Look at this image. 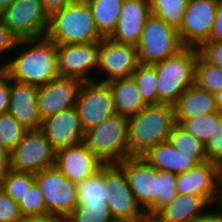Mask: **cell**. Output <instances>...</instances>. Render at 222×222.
<instances>
[{
	"mask_svg": "<svg viewBox=\"0 0 222 222\" xmlns=\"http://www.w3.org/2000/svg\"><path fill=\"white\" fill-rule=\"evenodd\" d=\"M16 47L21 48L17 56L5 61L11 80L42 86L59 77L57 44L47 37L20 39Z\"/></svg>",
	"mask_w": 222,
	"mask_h": 222,
	"instance_id": "6da1fadb",
	"label": "cell"
},
{
	"mask_svg": "<svg viewBox=\"0 0 222 222\" xmlns=\"http://www.w3.org/2000/svg\"><path fill=\"white\" fill-rule=\"evenodd\" d=\"M175 124L172 105H146L138 114L128 118L129 157L142 156L150 148L167 141Z\"/></svg>",
	"mask_w": 222,
	"mask_h": 222,
	"instance_id": "7a4b0ae2",
	"label": "cell"
},
{
	"mask_svg": "<svg viewBox=\"0 0 222 222\" xmlns=\"http://www.w3.org/2000/svg\"><path fill=\"white\" fill-rule=\"evenodd\" d=\"M46 37L57 45L101 41L87 1L75 0L49 17Z\"/></svg>",
	"mask_w": 222,
	"mask_h": 222,
	"instance_id": "3957f363",
	"label": "cell"
},
{
	"mask_svg": "<svg viewBox=\"0 0 222 222\" xmlns=\"http://www.w3.org/2000/svg\"><path fill=\"white\" fill-rule=\"evenodd\" d=\"M199 49L184 47L176 55L153 64L157 73V104L174 105L183 92L194 84Z\"/></svg>",
	"mask_w": 222,
	"mask_h": 222,
	"instance_id": "277c9868",
	"label": "cell"
},
{
	"mask_svg": "<svg viewBox=\"0 0 222 222\" xmlns=\"http://www.w3.org/2000/svg\"><path fill=\"white\" fill-rule=\"evenodd\" d=\"M84 143L104 164L122 162L129 158L128 118L113 114L85 131Z\"/></svg>",
	"mask_w": 222,
	"mask_h": 222,
	"instance_id": "5b68a950",
	"label": "cell"
},
{
	"mask_svg": "<svg viewBox=\"0 0 222 222\" xmlns=\"http://www.w3.org/2000/svg\"><path fill=\"white\" fill-rule=\"evenodd\" d=\"M139 63L153 65L176 55L184 48L178 30L151 14L136 45Z\"/></svg>",
	"mask_w": 222,
	"mask_h": 222,
	"instance_id": "8992f818",
	"label": "cell"
},
{
	"mask_svg": "<svg viewBox=\"0 0 222 222\" xmlns=\"http://www.w3.org/2000/svg\"><path fill=\"white\" fill-rule=\"evenodd\" d=\"M34 177L44 196L46 215L62 222L78 205V184L70 181L55 165L34 173Z\"/></svg>",
	"mask_w": 222,
	"mask_h": 222,
	"instance_id": "52a82bcc",
	"label": "cell"
},
{
	"mask_svg": "<svg viewBox=\"0 0 222 222\" xmlns=\"http://www.w3.org/2000/svg\"><path fill=\"white\" fill-rule=\"evenodd\" d=\"M105 188L106 204L115 222H149L117 163L105 164Z\"/></svg>",
	"mask_w": 222,
	"mask_h": 222,
	"instance_id": "ba28073f",
	"label": "cell"
},
{
	"mask_svg": "<svg viewBox=\"0 0 222 222\" xmlns=\"http://www.w3.org/2000/svg\"><path fill=\"white\" fill-rule=\"evenodd\" d=\"M125 172L137 203L148 219L158 212L159 170L142 156H132L117 163Z\"/></svg>",
	"mask_w": 222,
	"mask_h": 222,
	"instance_id": "9c48e42d",
	"label": "cell"
},
{
	"mask_svg": "<svg viewBox=\"0 0 222 222\" xmlns=\"http://www.w3.org/2000/svg\"><path fill=\"white\" fill-rule=\"evenodd\" d=\"M0 19L20 39L46 37L49 16L41 0H15L1 14Z\"/></svg>",
	"mask_w": 222,
	"mask_h": 222,
	"instance_id": "30bf717a",
	"label": "cell"
},
{
	"mask_svg": "<svg viewBox=\"0 0 222 222\" xmlns=\"http://www.w3.org/2000/svg\"><path fill=\"white\" fill-rule=\"evenodd\" d=\"M56 150L41 129L27 130L22 140L10 152L11 170L40 172L54 166Z\"/></svg>",
	"mask_w": 222,
	"mask_h": 222,
	"instance_id": "8fae6325",
	"label": "cell"
},
{
	"mask_svg": "<svg viewBox=\"0 0 222 222\" xmlns=\"http://www.w3.org/2000/svg\"><path fill=\"white\" fill-rule=\"evenodd\" d=\"M75 106L84 131L116 114L113 94L107 82L96 80L82 82Z\"/></svg>",
	"mask_w": 222,
	"mask_h": 222,
	"instance_id": "7c38bea8",
	"label": "cell"
},
{
	"mask_svg": "<svg viewBox=\"0 0 222 222\" xmlns=\"http://www.w3.org/2000/svg\"><path fill=\"white\" fill-rule=\"evenodd\" d=\"M218 0H189L179 38L184 47L200 48L209 40Z\"/></svg>",
	"mask_w": 222,
	"mask_h": 222,
	"instance_id": "4fadbf2b",
	"label": "cell"
},
{
	"mask_svg": "<svg viewBox=\"0 0 222 222\" xmlns=\"http://www.w3.org/2000/svg\"><path fill=\"white\" fill-rule=\"evenodd\" d=\"M138 52L135 45L118 43L110 38H102L99 48L98 69L107 75L100 82L131 77L139 65Z\"/></svg>",
	"mask_w": 222,
	"mask_h": 222,
	"instance_id": "5bb4252c",
	"label": "cell"
},
{
	"mask_svg": "<svg viewBox=\"0 0 222 222\" xmlns=\"http://www.w3.org/2000/svg\"><path fill=\"white\" fill-rule=\"evenodd\" d=\"M99 48L100 41L57 45L59 76L73 77L82 82L96 80L89 73L98 69Z\"/></svg>",
	"mask_w": 222,
	"mask_h": 222,
	"instance_id": "9a60e30c",
	"label": "cell"
},
{
	"mask_svg": "<svg viewBox=\"0 0 222 222\" xmlns=\"http://www.w3.org/2000/svg\"><path fill=\"white\" fill-rule=\"evenodd\" d=\"M81 84L79 79L59 76L39 86L37 101L41 120L75 106Z\"/></svg>",
	"mask_w": 222,
	"mask_h": 222,
	"instance_id": "2e32d148",
	"label": "cell"
},
{
	"mask_svg": "<svg viewBox=\"0 0 222 222\" xmlns=\"http://www.w3.org/2000/svg\"><path fill=\"white\" fill-rule=\"evenodd\" d=\"M58 170L74 183L93 177L104 165L84 142L56 151L55 164Z\"/></svg>",
	"mask_w": 222,
	"mask_h": 222,
	"instance_id": "e0dca14e",
	"label": "cell"
},
{
	"mask_svg": "<svg viewBox=\"0 0 222 222\" xmlns=\"http://www.w3.org/2000/svg\"><path fill=\"white\" fill-rule=\"evenodd\" d=\"M40 129L56 151L85 140V131L76 106L43 120Z\"/></svg>",
	"mask_w": 222,
	"mask_h": 222,
	"instance_id": "ac0fdd59",
	"label": "cell"
},
{
	"mask_svg": "<svg viewBox=\"0 0 222 222\" xmlns=\"http://www.w3.org/2000/svg\"><path fill=\"white\" fill-rule=\"evenodd\" d=\"M176 189L178 194L203 196L214 206L219 196L217 164L207 161L185 173L178 174Z\"/></svg>",
	"mask_w": 222,
	"mask_h": 222,
	"instance_id": "d6986e66",
	"label": "cell"
},
{
	"mask_svg": "<svg viewBox=\"0 0 222 222\" xmlns=\"http://www.w3.org/2000/svg\"><path fill=\"white\" fill-rule=\"evenodd\" d=\"M150 15L149 0H124L116 28L109 38L118 43L136 46Z\"/></svg>",
	"mask_w": 222,
	"mask_h": 222,
	"instance_id": "ffe728a7",
	"label": "cell"
},
{
	"mask_svg": "<svg viewBox=\"0 0 222 222\" xmlns=\"http://www.w3.org/2000/svg\"><path fill=\"white\" fill-rule=\"evenodd\" d=\"M39 86L22 84L10 79L8 112L27 130L40 129L42 120L38 111Z\"/></svg>",
	"mask_w": 222,
	"mask_h": 222,
	"instance_id": "44dd1931",
	"label": "cell"
},
{
	"mask_svg": "<svg viewBox=\"0 0 222 222\" xmlns=\"http://www.w3.org/2000/svg\"><path fill=\"white\" fill-rule=\"evenodd\" d=\"M211 206L203 196L177 194L168 205L150 218L149 222H192L198 216L205 214Z\"/></svg>",
	"mask_w": 222,
	"mask_h": 222,
	"instance_id": "7402d4cb",
	"label": "cell"
},
{
	"mask_svg": "<svg viewBox=\"0 0 222 222\" xmlns=\"http://www.w3.org/2000/svg\"><path fill=\"white\" fill-rule=\"evenodd\" d=\"M142 157L159 171H170L176 175L185 173L196 167L198 163L177 150L168 141L150 148Z\"/></svg>",
	"mask_w": 222,
	"mask_h": 222,
	"instance_id": "603a6c76",
	"label": "cell"
},
{
	"mask_svg": "<svg viewBox=\"0 0 222 222\" xmlns=\"http://www.w3.org/2000/svg\"><path fill=\"white\" fill-rule=\"evenodd\" d=\"M173 107L177 124L185 118L202 116L218 111L214 94L201 89L196 84L186 89Z\"/></svg>",
	"mask_w": 222,
	"mask_h": 222,
	"instance_id": "cb8c5ba5",
	"label": "cell"
},
{
	"mask_svg": "<svg viewBox=\"0 0 222 222\" xmlns=\"http://www.w3.org/2000/svg\"><path fill=\"white\" fill-rule=\"evenodd\" d=\"M108 84L111 87L117 114L130 118L147 105L132 77L115 79L109 81Z\"/></svg>",
	"mask_w": 222,
	"mask_h": 222,
	"instance_id": "d4e9b609",
	"label": "cell"
},
{
	"mask_svg": "<svg viewBox=\"0 0 222 222\" xmlns=\"http://www.w3.org/2000/svg\"><path fill=\"white\" fill-rule=\"evenodd\" d=\"M95 26L102 38H109L114 32L124 0H88Z\"/></svg>",
	"mask_w": 222,
	"mask_h": 222,
	"instance_id": "484cf974",
	"label": "cell"
},
{
	"mask_svg": "<svg viewBox=\"0 0 222 222\" xmlns=\"http://www.w3.org/2000/svg\"><path fill=\"white\" fill-rule=\"evenodd\" d=\"M167 141L177 150L194 159L198 164L208 161L205 144L177 123L173 126Z\"/></svg>",
	"mask_w": 222,
	"mask_h": 222,
	"instance_id": "4316f807",
	"label": "cell"
},
{
	"mask_svg": "<svg viewBox=\"0 0 222 222\" xmlns=\"http://www.w3.org/2000/svg\"><path fill=\"white\" fill-rule=\"evenodd\" d=\"M105 164L93 176L78 184V205L96 206L106 204Z\"/></svg>",
	"mask_w": 222,
	"mask_h": 222,
	"instance_id": "83f0119b",
	"label": "cell"
},
{
	"mask_svg": "<svg viewBox=\"0 0 222 222\" xmlns=\"http://www.w3.org/2000/svg\"><path fill=\"white\" fill-rule=\"evenodd\" d=\"M194 84L212 94L222 91V68L208 62L199 53L195 64Z\"/></svg>",
	"mask_w": 222,
	"mask_h": 222,
	"instance_id": "f1b7e54d",
	"label": "cell"
},
{
	"mask_svg": "<svg viewBox=\"0 0 222 222\" xmlns=\"http://www.w3.org/2000/svg\"><path fill=\"white\" fill-rule=\"evenodd\" d=\"M34 183V173L16 172L11 169L0 178V187L18 205Z\"/></svg>",
	"mask_w": 222,
	"mask_h": 222,
	"instance_id": "f546056e",
	"label": "cell"
},
{
	"mask_svg": "<svg viewBox=\"0 0 222 222\" xmlns=\"http://www.w3.org/2000/svg\"><path fill=\"white\" fill-rule=\"evenodd\" d=\"M189 0H149L151 14L175 29L181 27Z\"/></svg>",
	"mask_w": 222,
	"mask_h": 222,
	"instance_id": "4dcf8cb0",
	"label": "cell"
},
{
	"mask_svg": "<svg viewBox=\"0 0 222 222\" xmlns=\"http://www.w3.org/2000/svg\"><path fill=\"white\" fill-rule=\"evenodd\" d=\"M143 101L147 104H157V73L153 65L139 64L131 74Z\"/></svg>",
	"mask_w": 222,
	"mask_h": 222,
	"instance_id": "1f68e13d",
	"label": "cell"
},
{
	"mask_svg": "<svg viewBox=\"0 0 222 222\" xmlns=\"http://www.w3.org/2000/svg\"><path fill=\"white\" fill-rule=\"evenodd\" d=\"M221 118L222 113L215 111L202 116L185 118L179 125L206 144L214 133L215 122H219Z\"/></svg>",
	"mask_w": 222,
	"mask_h": 222,
	"instance_id": "d6a6232c",
	"label": "cell"
},
{
	"mask_svg": "<svg viewBox=\"0 0 222 222\" xmlns=\"http://www.w3.org/2000/svg\"><path fill=\"white\" fill-rule=\"evenodd\" d=\"M27 129L9 112L0 114V145L8 151L22 140Z\"/></svg>",
	"mask_w": 222,
	"mask_h": 222,
	"instance_id": "836d02e7",
	"label": "cell"
},
{
	"mask_svg": "<svg viewBox=\"0 0 222 222\" xmlns=\"http://www.w3.org/2000/svg\"><path fill=\"white\" fill-rule=\"evenodd\" d=\"M62 222H115L108 205L76 206Z\"/></svg>",
	"mask_w": 222,
	"mask_h": 222,
	"instance_id": "e575fe53",
	"label": "cell"
},
{
	"mask_svg": "<svg viewBox=\"0 0 222 222\" xmlns=\"http://www.w3.org/2000/svg\"><path fill=\"white\" fill-rule=\"evenodd\" d=\"M19 210L21 215H46L44 196L36 183L27 190Z\"/></svg>",
	"mask_w": 222,
	"mask_h": 222,
	"instance_id": "d590c367",
	"label": "cell"
},
{
	"mask_svg": "<svg viewBox=\"0 0 222 222\" xmlns=\"http://www.w3.org/2000/svg\"><path fill=\"white\" fill-rule=\"evenodd\" d=\"M177 175L170 171H159L158 211L168 205L178 194Z\"/></svg>",
	"mask_w": 222,
	"mask_h": 222,
	"instance_id": "8d00e7d4",
	"label": "cell"
},
{
	"mask_svg": "<svg viewBox=\"0 0 222 222\" xmlns=\"http://www.w3.org/2000/svg\"><path fill=\"white\" fill-rule=\"evenodd\" d=\"M208 161L219 164L222 161V118L215 122V130L209 141L205 144Z\"/></svg>",
	"mask_w": 222,
	"mask_h": 222,
	"instance_id": "74e56055",
	"label": "cell"
},
{
	"mask_svg": "<svg viewBox=\"0 0 222 222\" xmlns=\"http://www.w3.org/2000/svg\"><path fill=\"white\" fill-rule=\"evenodd\" d=\"M20 216L19 205L0 187V222H15Z\"/></svg>",
	"mask_w": 222,
	"mask_h": 222,
	"instance_id": "f35d334b",
	"label": "cell"
},
{
	"mask_svg": "<svg viewBox=\"0 0 222 222\" xmlns=\"http://www.w3.org/2000/svg\"><path fill=\"white\" fill-rule=\"evenodd\" d=\"M199 52L208 62L222 68V41H207Z\"/></svg>",
	"mask_w": 222,
	"mask_h": 222,
	"instance_id": "ab89813d",
	"label": "cell"
},
{
	"mask_svg": "<svg viewBox=\"0 0 222 222\" xmlns=\"http://www.w3.org/2000/svg\"><path fill=\"white\" fill-rule=\"evenodd\" d=\"M19 42L17 36L4 25L0 19V54L9 50L18 49L16 46Z\"/></svg>",
	"mask_w": 222,
	"mask_h": 222,
	"instance_id": "60d3db41",
	"label": "cell"
},
{
	"mask_svg": "<svg viewBox=\"0 0 222 222\" xmlns=\"http://www.w3.org/2000/svg\"><path fill=\"white\" fill-rule=\"evenodd\" d=\"M10 102V77L6 74L0 80V114L8 112Z\"/></svg>",
	"mask_w": 222,
	"mask_h": 222,
	"instance_id": "b9f144b4",
	"label": "cell"
},
{
	"mask_svg": "<svg viewBox=\"0 0 222 222\" xmlns=\"http://www.w3.org/2000/svg\"><path fill=\"white\" fill-rule=\"evenodd\" d=\"M208 41H222V0H218L215 20Z\"/></svg>",
	"mask_w": 222,
	"mask_h": 222,
	"instance_id": "7bdbcfd3",
	"label": "cell"
},
{
	"mask_svg": "<svg viewBox=\"0 0 222 222\" xmlns=\"http://www.w3.org/2000/svg\"><path fill=\"white\" fill-rule=\"evenodd\" d=\"M75 0H41L44 11L50 17L54 12H57L68 6Z\"/></svg>",
	"mask_w": 222,
	"mask_h": 222,
	"instance_id": "ee69618b",
	"label": "cell"
},
{
	"mask_svg": "<svg viewBox=\"0 0 222 222\" xmlns=\"http://www.w3.org/2000/svg\"><path fill=\"white\" fill-rule=\"evenodd\" d=\"M10 169V151L0 145V178Z\"/></svg>",
	"mask_w": 222,
	"mask_h": 222,
	"instance_id": "f6af8a7d",
	"label": "cell"
},
{
	"mask_svg": "<svg viewBox=\"0 0 222 222\" xmlns=\"http://www.w3.org/2000/svg\"><path fill=\"white\" fill-rule=\"evenodd\" d=\"M192 222H222V213L216 208L213 212L206 211L205 214L198 216Z\"/></svg>",
	"mask_w": 222,
	"mask_h": 222,
	"instance_id": "bcb514c9",
	"label": "cell"
},
{
	"mask_svg": "<svg viewBox=\"0 0 222 222\" xmlns=\"http://www.w3.org/2000/svg\"><path fill=\"white\" fill-rule=\"evenodd\" d=\"M15 222H58L50 215H21Z\"/></svg>",
	"mask_w": 222,
	"mask_h": 222,
	"instance_id": "7dc6e473",
	"label": "cell"
},
{
	"mask_svg": "<svg viewBox=\"0 0 222 222\" xmlns=\"http://www.w3.org/2000/svg\"><path fill=\"white\" fill-rule=\"evenodd\" d=\"M217 175H218V191L222 193V161L217 164Z\"/></svg>",
	"mask_w": 222,
	"mask_h": 222,
	"instance_id": "c3c4849f",
	"label": "cell"
},
{
	"mask_svg": "<svg viewBox=\"0 0 222 222\" xmlns=\"http://www.w3.org/2000/svg\"><path fill=\"white\" fill-rule=\"evenodd\" d=\"M214 96L217 110L222 113V91L216 92Z\"/></svg>",
	"mask_w": 222,
	"mask_h": 222,
	"instance_id": "681fc988",
	"label": "cell"
},
{
	"mask_svg": "<svg viewBox=\"0 0 222 222\" xmlns=\"http://www.w3.org/2000/svg\"><path fill=\"white\" fill-rule=\"evenodd\" d=\"M15 0H0V14L9 7Z\"/></svg>",
	"mask_w": 222,
	"mask_h": 222,
	"instance_id": "f907efd6",
	"label": "cell"
},
{
	"mask_svg": "<svg viewBox=\"0 0 222 222\" xmlns=\"http://www.w3.org/2000/svg\"><path fill=\"white\" fill-rule=\"evenodd\" d=\"M7 74L6 63H0V80Z\"/></svg>",
	"mask_w": 222,
	"mask_h": 222,
	"instance_id": "816d5d0a",
	"label": "cell"
},
{
	"mask_svg": "<svg viewBox=\"0 0 222 222\" xmlns=\"http://www.w3.org/2000/svg\"><path fill=\"white\" fill-rule=\"evenodd\" d=\"M216 203L218 204L216 207H219V211L222 213V193H219Z\"/></svg>",
	"mask_w": 222,
	"mask_h": 222,
	"instance_id": "f5cc1de1",
	"label": "cell"
}]
</instances>
